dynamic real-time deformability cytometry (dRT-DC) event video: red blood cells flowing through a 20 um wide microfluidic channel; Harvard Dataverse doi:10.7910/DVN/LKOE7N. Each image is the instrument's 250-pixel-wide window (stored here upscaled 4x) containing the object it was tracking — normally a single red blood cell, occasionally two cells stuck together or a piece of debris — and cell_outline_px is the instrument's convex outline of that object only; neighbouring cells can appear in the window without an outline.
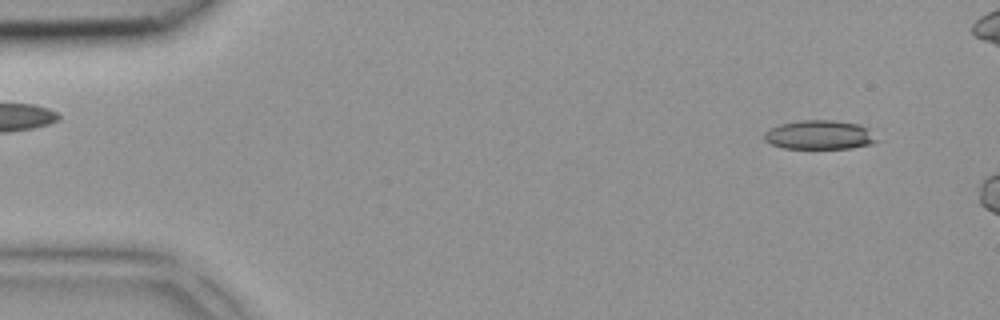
{"species": "common noctule bat (a hibernating species)", "species_latin": "Nyctalus noctula", "temperature_condition": "room temperature", "stored_images_in_passage": 2, "camera_frame_rate_fps": 3000, "um_per_image_px": 0.085, "animal": {"sex": "female", "body_mass_g": 18.4}, "frame": {"image": 1, "passage_image": 1, "time_ms": 0.0, "image_size_px": [1000, 320], "cell_outline_px": [[880, 140], [872, 144], [852, 148], [784, 148], [772, 144], [764, 140], [764, 132], [768, 128], [780, 124], [800, 120], [836, 120], [860, 124], [868, 128]], "centroid_in_image_um": [69.68, 11.45], "position_along_channel_um": 15.3, "area_um2": 19.31}}